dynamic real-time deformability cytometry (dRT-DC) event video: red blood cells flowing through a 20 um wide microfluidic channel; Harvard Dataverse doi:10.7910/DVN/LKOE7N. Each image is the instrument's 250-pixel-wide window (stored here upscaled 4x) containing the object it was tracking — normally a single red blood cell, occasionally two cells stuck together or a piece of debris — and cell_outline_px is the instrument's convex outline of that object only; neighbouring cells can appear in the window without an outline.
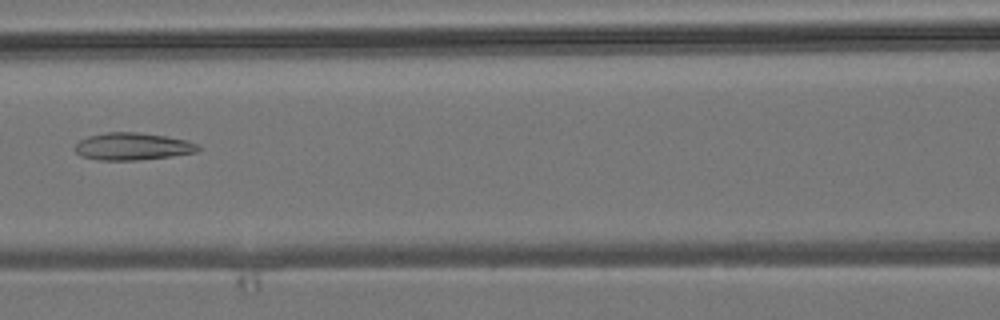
{"species": "common noctule bat (a hibernating species)", "species_latin": "Nyctalus noctula", "temperature_condition": "room temperature", "stored_images_in_passage": 3, "camera_frame_rate_fps": 3000, "um_per_image_px": 0.085, "animal": {"sex": "male", "body_mass_g": 19.2, "forearm_length_mm": 51.8}, "frame": {"image": 1, "passage_image": 3, "time_ms": 2.333, "image_size_px": [1000, 320], "cell_outline_px": [[200, 148], [196, 152], [172, 156], [136, 160], [100, 160], [80, 156], [72, 148], [80, 140], [88, 136], [108, 132], [136, 132], [164, 136], [188, 140], [196, 144]], "centroid_in_image_um": [11.23, 12.45], "position_along_channel_um": 155.4, "area_um2": 19.54}}